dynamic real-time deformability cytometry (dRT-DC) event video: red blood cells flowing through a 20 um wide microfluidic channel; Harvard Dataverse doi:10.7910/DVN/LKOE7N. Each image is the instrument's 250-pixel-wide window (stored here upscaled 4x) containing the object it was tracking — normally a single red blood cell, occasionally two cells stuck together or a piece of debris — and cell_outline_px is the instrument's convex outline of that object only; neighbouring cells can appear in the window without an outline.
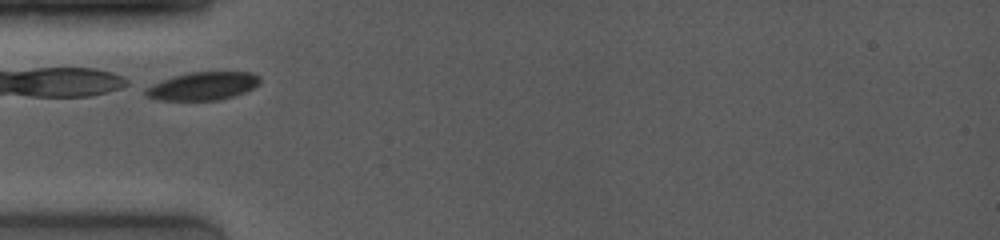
{"species": "common noctule bat (a hibernating species)", "species_latin": "Nyctalus noctula", "temperature_condition": "room temperature", "stored_images_in_passage": 1, "camera_frame_rate_fps": 4000, "um_per_image_px": 0.085, "animal": {"sex": "female", "body_mass_g": 19.0, "forearm_length_mm": 53.3}, "frame": {"image": 1, "passage_image": 1, "time_ms": 0.0, "image_size_px": [1000, 240], "cell_outline_px": [[260, 84], [244, 92], [220, 100], [156, 100], [144, 96], [144, 88], [152, 84], [188, 72], [252, 72], [260, 76]], "centroid_in_image_um": [17.22, 7.32], "position_along_channel_um": 67.8, "area_um2": 18.73}}